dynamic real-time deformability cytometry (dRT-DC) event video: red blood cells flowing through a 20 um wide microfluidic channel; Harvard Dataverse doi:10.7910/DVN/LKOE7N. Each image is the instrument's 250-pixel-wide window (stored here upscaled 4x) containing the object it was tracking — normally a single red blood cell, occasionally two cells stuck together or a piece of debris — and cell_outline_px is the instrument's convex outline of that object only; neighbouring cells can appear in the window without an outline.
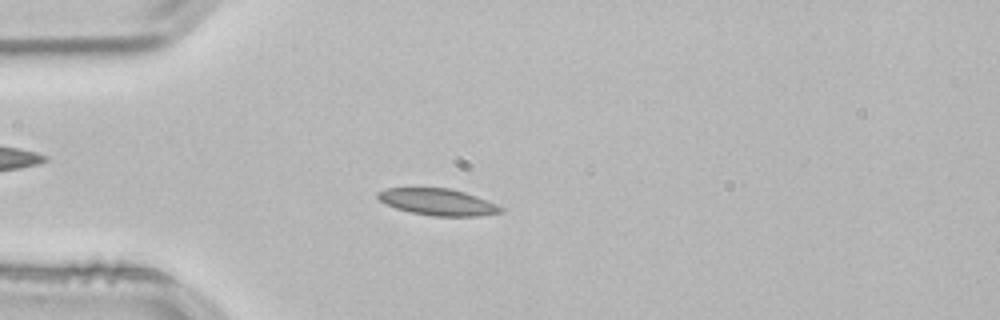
{"species": "common noctule bat (a hibernating species)", "species_latin": "Nyctalus noctula", "temperature_condition": "room temperature", "stored_images_in_passage": 53, "camera_frame_rate_fps": 3000, "um_per_image_px": 0.085, "animal": {"sex": "male", "body_mass_g": 21.5, "forearm_length_mm": 52.0}, "frame": {"image": 1, "passage_image": 14, "time_ms": 4.333, "image_size_px": [1000, 320], "cell_outline_px": [[504, 208], [500, 212], [476, 216], [432, 216], [412, 212], [396, 208], [380, 200], [376, 196], [376, 192], [388, 188], [448, 188], [464, 192], [476, 196], [496, 204]], "centroid_in_image_um": [37.19, 17.16], "position_along_channel_um": 47.8, "area_um2": 18.79}}
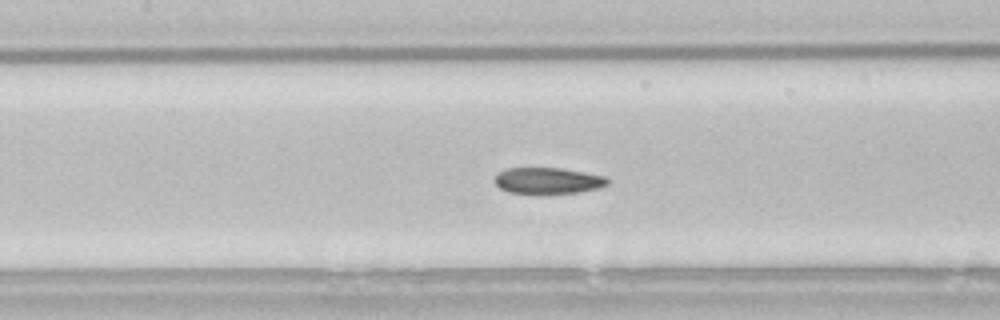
{"frame": {"image": 2, "passage_image": 24, "time_ms": 7.667, "image_size_px": [1000, 320], "cell_outline_px": [[608, 184], [596, 188], [580, 192], [508, 192], [500, 188], [496, 184], [496, 176], [500, 172], [508, 168], [560, 168], [584, 172], [604, 176], [608, 180]], "centroid_in_image_um": [46.58, 15.33], "position_along_channel_um": 160.8, "area_um2": 16.59}}
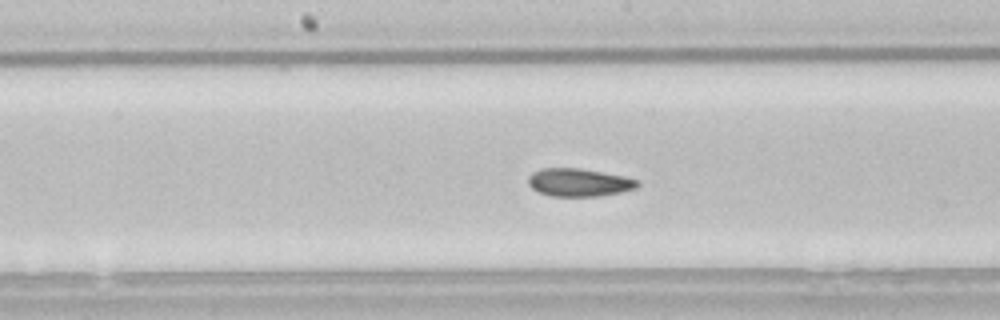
{"frame": {"image": 3, "passage_image": 27, "time_ms": 8.667, "image_size_px": [1000, 320], "cell_outline_px": [[640, 184], [636, 188], [620, 192], [596, 196], [552, 196], [540, 192], [532, 188], [528, 184], [528, 176], [532, 172], [540, 168], [580, 168], [640, 180]], "centroid_in_image_um": [49.18, 15.5], "position_along_channel_um": 199.0, "area_um2": 17.63}, "authors_computed_cell_mechanics": {"area_um2": 18.1492, "velocity_mm_per_s": 3.8176, "shape_relaxation_time_tau1_ms": 4.0478, "shape_relaxation_time_tau2_ms": 2.2267, "deformation_change_tau1": 0.1042, "deformation_change_tau2": 0.0696}}